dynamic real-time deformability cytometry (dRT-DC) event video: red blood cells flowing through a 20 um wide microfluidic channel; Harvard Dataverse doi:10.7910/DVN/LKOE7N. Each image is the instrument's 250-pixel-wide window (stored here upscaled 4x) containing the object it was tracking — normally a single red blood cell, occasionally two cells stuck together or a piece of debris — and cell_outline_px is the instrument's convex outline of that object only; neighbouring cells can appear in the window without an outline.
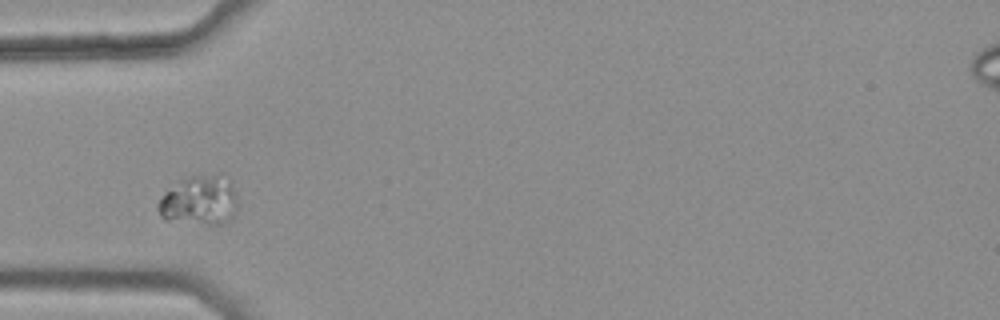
{"species": "common noctule bat (a hibernating species)", "species_latin": "Nyctalus noctula", "temperature_condition": "warm", "stored_images_in_passage": 4, "camera_frame_rate_fps": 3000, "um_per_image_px": 0.085, "animal": {"sex": "female", "body_mass_g": 25.1}, "frame": {"image": 1, "passage_image": 1, "time_ms": 0.0, "image_size_px": [1000, 320], "cell_outline_px": [[240, 204], [236, 212], [228, 220], [220, 224], [208, 224], [160, 216], [156, 204], [164, 192], [188, 176], [220, 172], [232, 188]], "centroid_in_image_um": [16.99, 16.99], "position_along_channel_um": 68.0, "area_um2": 22.6}}
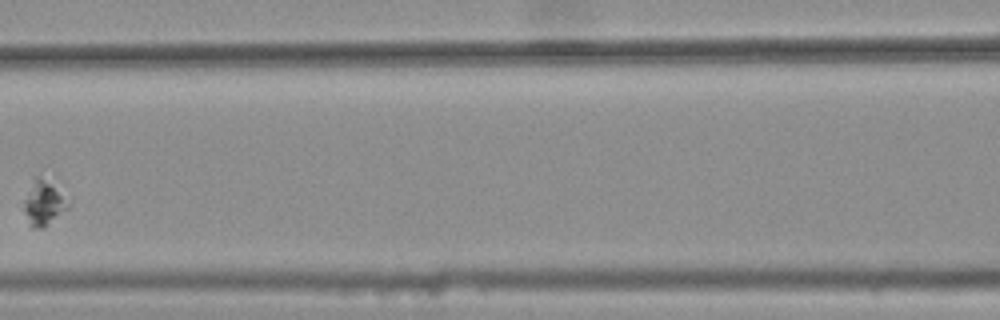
{"frame": {"image": 2, "passage_image": 3, "time_ms": 0.667, "image_size_px": [1000, 320], "cell_outline_px": [[72, 204], [68, 208], [44, 228], [32, 228], [24, 208], [24, 200], [32, 176], [36, 176], [64, 184], [72, 196]], "centroid_in_image_um": [3.88, 17.12], "position_along_channel_um": 162.7, "area_um2": 12.77}}
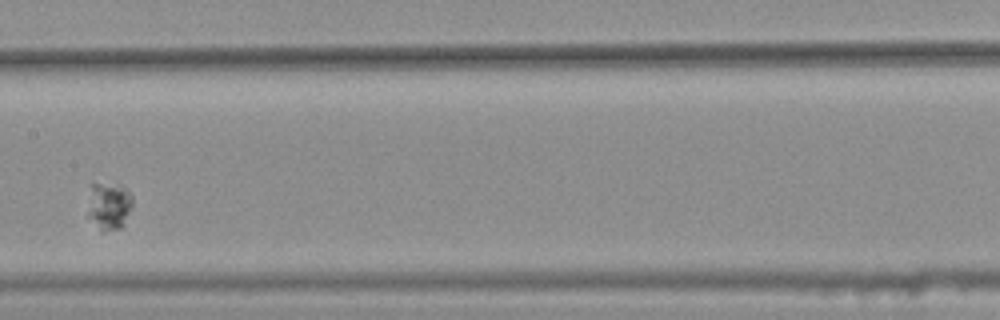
{"frame": {"image": 3, "passage_image": 4, "time_ms": 1.0, "image_size_px": [1000, 320], "cell_outline_px": [[132, 204], [124, 224], [120, 228], [104, 232], [100, 232], [88, 216], [88, 212], [92, 180], [120, 184], [132, 196]], "centroid_in_image_um": [9.24, 17.47], "position_along_channel_um": 198.2, "area_um2": 12.66}}